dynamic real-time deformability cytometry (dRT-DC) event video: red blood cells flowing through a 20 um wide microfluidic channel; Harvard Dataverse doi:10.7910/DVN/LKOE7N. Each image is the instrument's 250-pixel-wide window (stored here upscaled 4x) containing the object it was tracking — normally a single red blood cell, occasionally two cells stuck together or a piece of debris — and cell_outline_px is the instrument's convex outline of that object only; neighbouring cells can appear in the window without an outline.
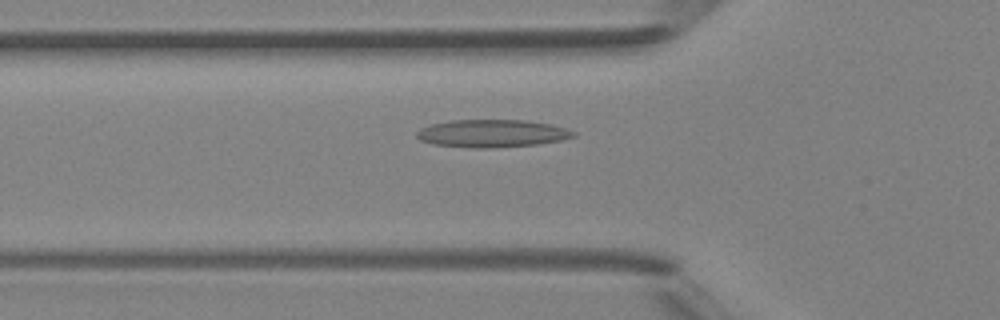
{"species": "Egyptian fruit bat (a non-hibernating species)", "species_latin": "Rousettus aegyptiacus", "temperature_condition": "room temperature", "stored_images_in_passage": 34, "camera_frame_rate_fps": 3000, "um_per_image_px": 0.085, "animal": {"sex": "female"}, "frame": {"image": 1, "passage_image": 2, "time_ms": 0.333, "image_size_px": [1000, 320], "cell_outline_px": [[576, 136], [560, 140], [536, 144], [492, 148], [472, 148], [432, 144], [420, 140], [416, 136], [416, 132], [420, 128], [432, 124], [452, 120], [524, 120], [548, 124], [564, 128], [576, 132]], "centroid_in_image_um": [41.78, 11.34], "position_along_channel_um": 84.0, "area_um2": 25.14}}
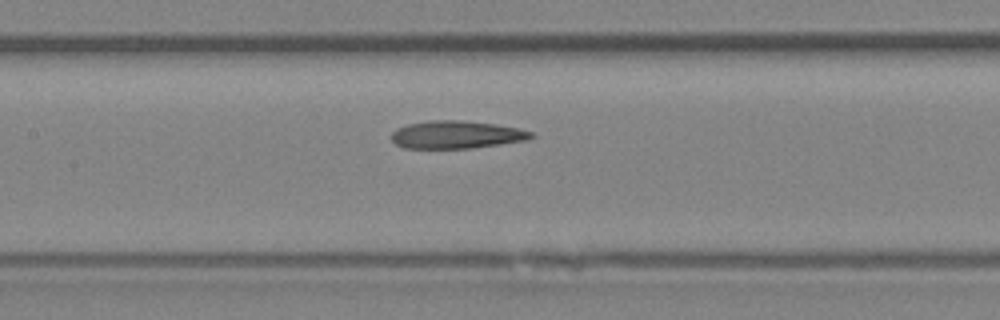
{"frame": {"image": 2, "passage_image": 8, "time_ms": 2.333, "image_size_px": [1000, 320], "cell_outline_px": [[536, 136], [528, 140], [472, 148], [404, 148], [396, 144], [392, 140], [392, 132], [396, 128], [408, 124], [432, 120], [464, 120], [496, 124], [520, 128], [532, 132]], "centroid_in_image_um": [38.83, 11.44], "position_along_channel_um": 168.6, "area_um2": 22.72}}
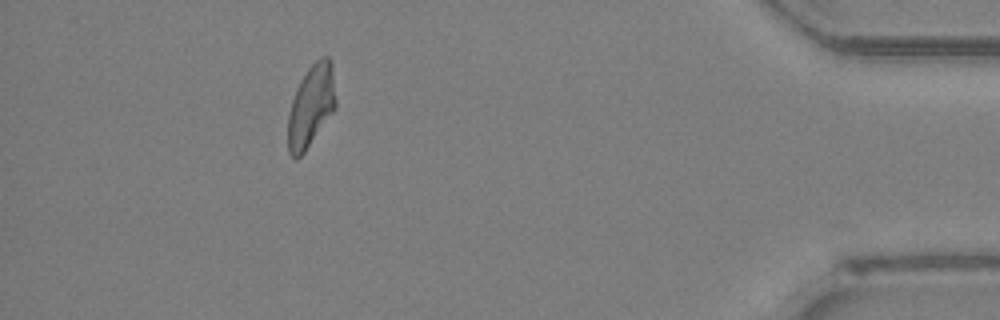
{"frame": {"image": 3, "passage_image": 29, "time_ms": 9.333, "image_size_px": [1000, 320], "cell_outline_px": [[336, 108], [304, 152], [296, 160], [288, 152], [288, 112], [296, 88], [300, 80], [308, 68], [320, 56], [328, 56], [332, 60], [336, 100]], "centroid_in_image_um": [26.45, 8.97], "position_along_channel_um": 408.8, "area_um2": 23.0}, "authors_computed_cell_mechanics": {"area_um2": 22.8599, "velocity_mm_per_s": 4.2364, "shape_relaxation_time_tau1_ms": null, "shape_relaxation_time_tau2_ms": 3.3875, "deformation_change_tau1": null, "deformation_change_tau2": 0.1271}}